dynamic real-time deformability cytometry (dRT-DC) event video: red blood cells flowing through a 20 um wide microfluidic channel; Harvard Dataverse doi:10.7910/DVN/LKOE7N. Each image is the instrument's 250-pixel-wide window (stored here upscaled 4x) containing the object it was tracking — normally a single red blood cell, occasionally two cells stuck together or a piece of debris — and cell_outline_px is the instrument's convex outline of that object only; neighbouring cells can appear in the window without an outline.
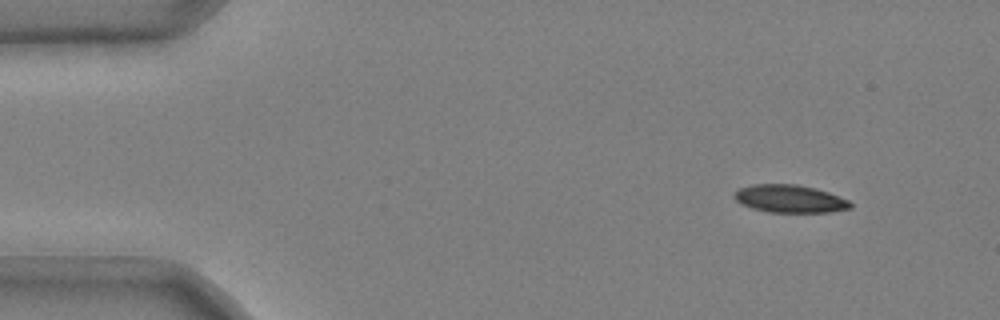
{"species": "common noctule bat (a hibernating species)", "species_latin": "Nyctalus noctula", "temperature_condition": "cold", "stored_images_in_passage": 27, "camera_frame_rate_fps": 3000, "um_per_image_px": 0.085, "animal": {"sex": "male", "body_mass_g": 20.4}, "frame": {"image": 1, "passage_image": 1, "time_ms": 0.0, "image_size_px": [1000, 320], "cell_outline_px": [[852, 208], [832, 212], [768, 212], [752, 208], [740, 204], [732, 196], [740, 188], [752, 184], [796, 184], [816, 188], [828, 192], [848, 200], [852, 204]], "centroid_in_image_um": [67.13, 16.9], "position_along_channel_um": 17.9, "area_um2": 18.84}}
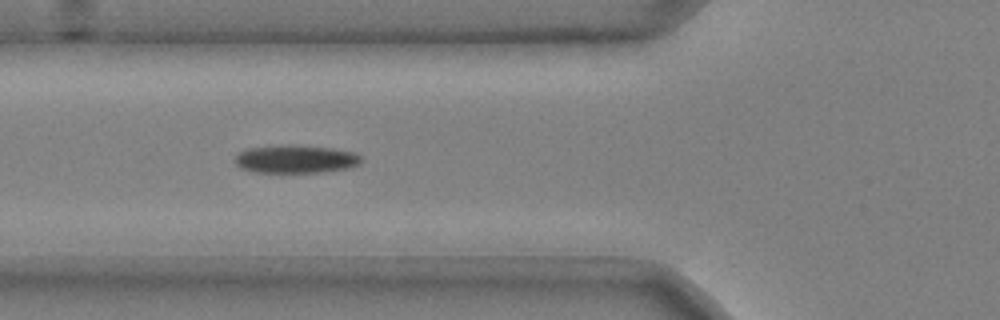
{"frame": {"image": 2, "passage_image": 15, "time_ms": 4.667, "image_size_px": [1000, 320], "cell_outline_px": [[360, 164], [348, 168], [324, 172], [252, 172], [240, 168], [236, 164], [236, 156], [240, 152], [248, 148], [332, 148], [352, 152], [360, 156]], "centroid_in_image_um": [25.15, 13.59], "position_along_channel_um": 100.7, "area_um2": 19.36}}
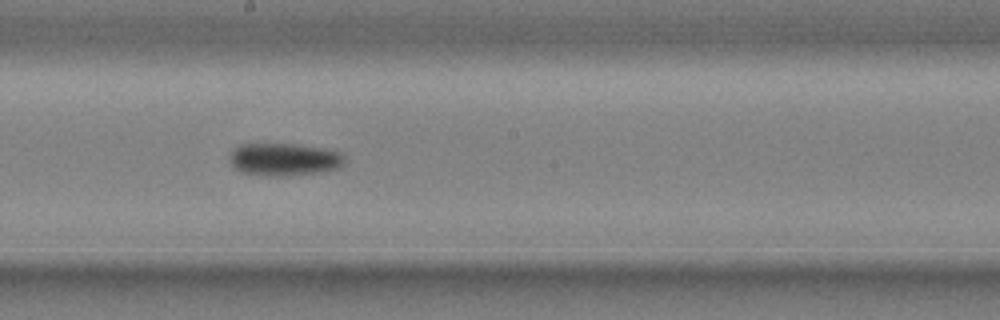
{"frame": {"image": 3, "passage_image": 25, "time_ms": 8.0, "image_size_px": [1000, 320], "cell_outline_px": [[344, 164], [340, 168], [324, 172], [284, 176], [268, 176], [240, 172], [228, 160], [228, 156], [240, 144], [292, 144], [320, 148], [340, 152], [344, 156]], "centroid_in_image_um": [24.16, 13.57], "position_along_channel_um": 224.0, "area_um2": 21.91}}